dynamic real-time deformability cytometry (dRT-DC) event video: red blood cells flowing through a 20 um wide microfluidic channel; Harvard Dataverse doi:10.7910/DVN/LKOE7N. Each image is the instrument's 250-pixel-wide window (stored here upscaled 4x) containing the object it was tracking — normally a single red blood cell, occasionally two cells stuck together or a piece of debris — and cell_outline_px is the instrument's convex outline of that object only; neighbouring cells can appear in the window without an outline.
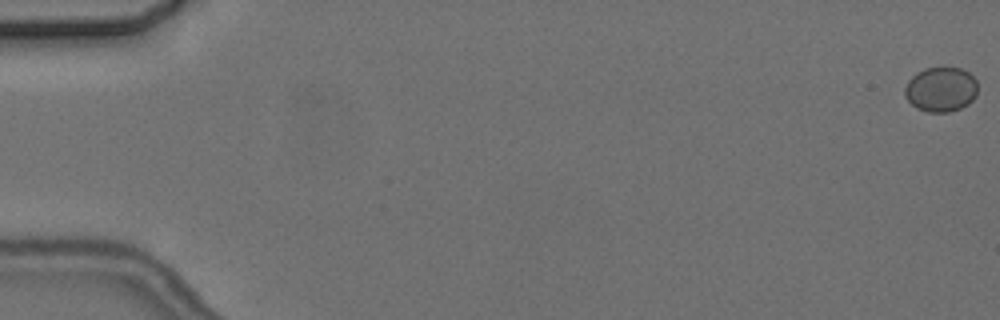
{"species": "common noctule bat (a hibernating species)", "species_latin": "Nyctalus noctula", "temperature_condition": "cold", "stored_images_in_passage": 4, "camera_frame_rate_fps": 3000, "um_per_image_px": 0.085, "animal": {"sex": "female", "body_mass_g": 24.6, "forearm_length_mm": 56.2}, "frame": {"image": 1, "passage_image": 1, "time_ms": 0.0, "image_size_px": [1000, 320], "cell_outline_px": [[976, 96], [968, 104], [960, 108], [948, 112], [928, 112], [916, 108], [904, 96], [904, 88], [908, 80], [916, 72], [924, 68], [960, 68], [968, 72], [976, 80]], "centroid_in_image_um": [79.95, 7.6], "position_along_channel_um": 5.1, "area_um2": 19.02}}